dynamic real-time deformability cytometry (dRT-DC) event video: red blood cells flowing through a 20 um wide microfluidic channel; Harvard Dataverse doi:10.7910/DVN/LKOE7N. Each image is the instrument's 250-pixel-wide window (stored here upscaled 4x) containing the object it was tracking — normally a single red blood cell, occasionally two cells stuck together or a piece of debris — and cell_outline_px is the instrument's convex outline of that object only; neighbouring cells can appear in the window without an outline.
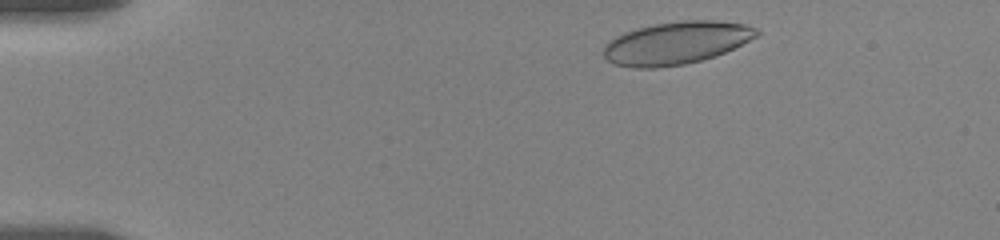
{"species": "human", "species_latin": "Homo sapiens", "temperature_condition": "room temperature", "stored_images_in_passage": 29, "camera_frame_rate_fps": 3000, "um_per_image_px": 0.085, "donor": {"sex": "female"}, "frame": {"image": 1, "passage_image": 1, "time_ms": 0.0, "image_size_px": [1000, 240], "cell_outline_px": [[760, 32], [756, 36], [724, 52], [700, 60], [684, 64], [656, 68], [632, 68], [616, 64], [608, 60], [604, 56], [604, 44], [608, 40], [624, 32], [636, 28], [656, 24], [680, 20], [716, 20], [744, 24], [756, 28]], "centroid_in_image_um": [57.43, 3.64], "position_along_channel_um": 27.6, "area_um2": 37.74}}
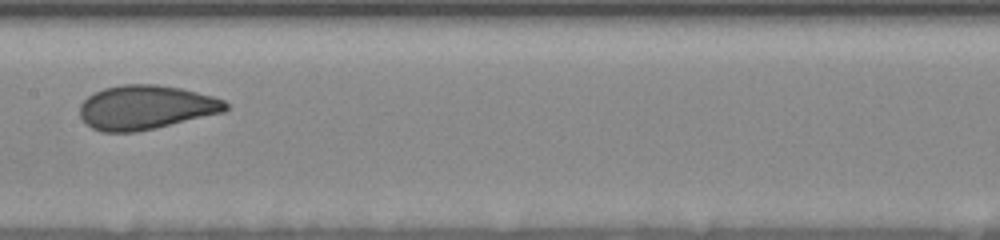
{"frame": {"image": 2, "passage_image": 14, "time_ms": 7.0, "image_size_px": [1000, 240], "cell_outline_px": [[228, 108], [224, 112], [156, 128], [136, 132], [100, 132], [92, 128], [80, 116], [80, 104], [88, 96], [104, 88], [124, 84], [156, 84], [180, 88], [212, 96], [224, 100], [228, 104]], "centroid_in_image_um": [12.39, 9.13], "position_along_channel_um": 195.0, "area_um2": 37.45}}
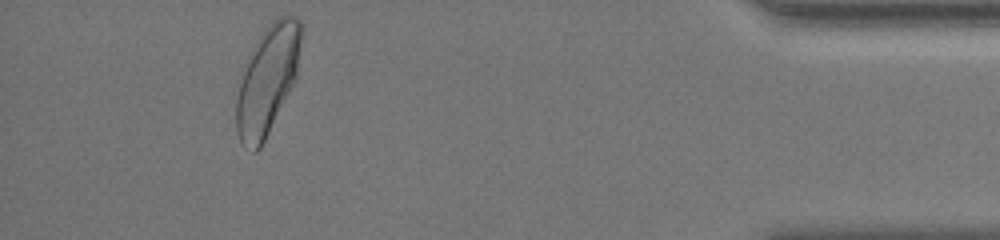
{"frame": {"image": 3, "passage_image": 27, "time_ms": 14.667, "image_size_px": [1000, 240], "cell_outline_px": [[304, 28], [296, 76], [260, 148], [256, 152], [252, 152], [244, 148], [236, 132], [236, 80], [248, 52], [264, 28], [276, 16], [296, 16], [304, 24]], "centroid_in_image_um": [22.69, 6.71], "position_along_channel_um": 412.5, "area_um2": 41.91}, "authors_computed_cell_mechanics": {"area_um2": 37.9746, "velocity_mm_per_s": 3.4848, "shape_relaxation_time_tau1_ms": 3.8095, "shape_relaxation_time_tau2_ms": 0.7811, "deformation_change_tau1": 0.1453, "deformation_change_tau2": 0.0486}}